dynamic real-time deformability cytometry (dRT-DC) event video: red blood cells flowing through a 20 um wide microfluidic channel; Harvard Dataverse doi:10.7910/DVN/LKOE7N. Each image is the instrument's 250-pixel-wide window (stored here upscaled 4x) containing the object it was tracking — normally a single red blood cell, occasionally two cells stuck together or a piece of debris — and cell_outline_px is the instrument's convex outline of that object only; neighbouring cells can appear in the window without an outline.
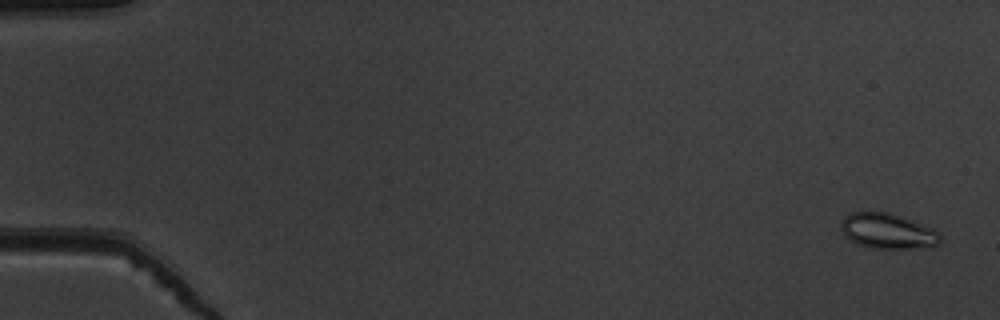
{"species": "common noctule bat (a hibernating species)", "species_latin": "Nyctalus noctula", "temperature_condition": "warm", "stored_images_in_passage": 54, "camera_frame_rate_fps": 3000, "um_per_image_px": 0.085, "animal": {"sex": "male", "body_mass_g": 19.5, "forearm_length_mm": 54.6}, "frame": {"image": 1, "passage_image": 3, "time_ms": 0.667, "image_size_px": [1000, 320], "cell_outline_px": [[940, 244], [932, 248], [868, 248], [856, 244], [844, 236], [840, 228], [840, 224], [844, 216], [852, 212], [888, 212], [900, 216], [932, 228], [940, 236]], "centroid_in_image_um": [75.42, 19.66], "position_along_channel_um": 9.6, "area_um2": 20.58}}
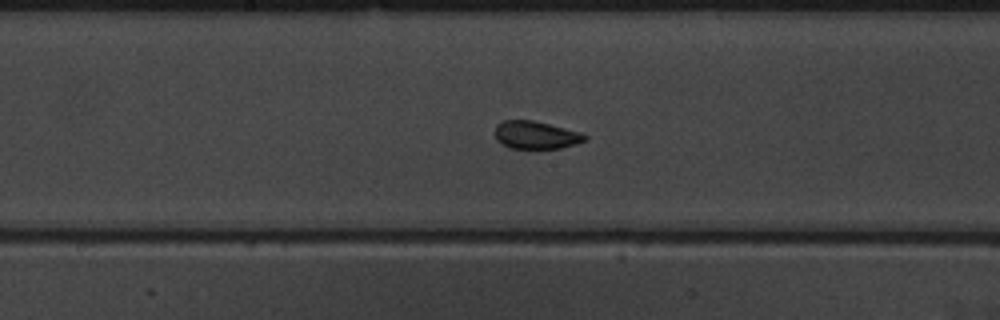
{"frame": {"image": 2, "passage_image": 30, "time_ms": 9.667, "image_size_px": [1000, 320], "cell_outline_px": [[588, 140], [576, 144], [560, 148], [508, 148], [496, 140], [496, 124], [504, 120], [532, 120], [580, 132], [588, 136]], "centroid_in_image_um": [45.55, 11.48], "position_along_channel_um": 202.6, "area_um2": 14.51}}
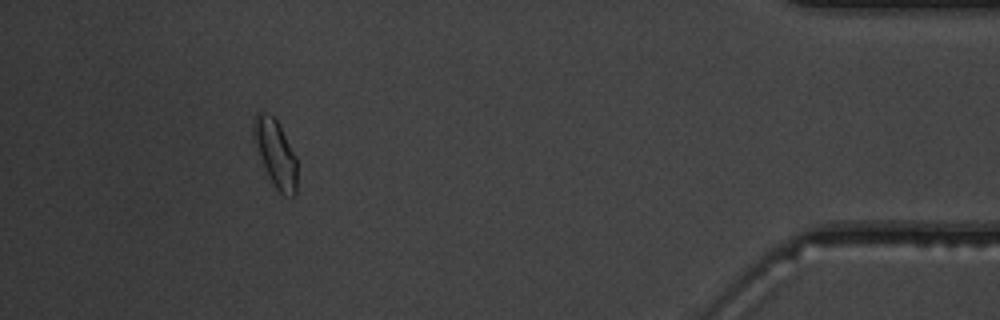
{"frame": {"image": 3, "passage_image": 50, "time_ms": 16.333, "image_size_px": [1000, 320], "cell_outline_px": [[296, 196], [284, 196], [276, 188], [252, 140], [252, 124], [256, 112], [268, 112], [276, 120], [296, 156]], "centroid_in_image_um": [23.4, 12.99], "position_along_channel_um": 411.8, "area_um2": 16.76}, "authors_computed_cell_mechanics": {"area_um2": 16.0684, "velocity_mm_per_s": 3.9109, "shape_relaxation_time_tau1_ms": null, "shape_relaxation_time_tau2_ms": 0.8625, "deformation_change_tau1": null, "deformation_change_tau2": 0.0465}}